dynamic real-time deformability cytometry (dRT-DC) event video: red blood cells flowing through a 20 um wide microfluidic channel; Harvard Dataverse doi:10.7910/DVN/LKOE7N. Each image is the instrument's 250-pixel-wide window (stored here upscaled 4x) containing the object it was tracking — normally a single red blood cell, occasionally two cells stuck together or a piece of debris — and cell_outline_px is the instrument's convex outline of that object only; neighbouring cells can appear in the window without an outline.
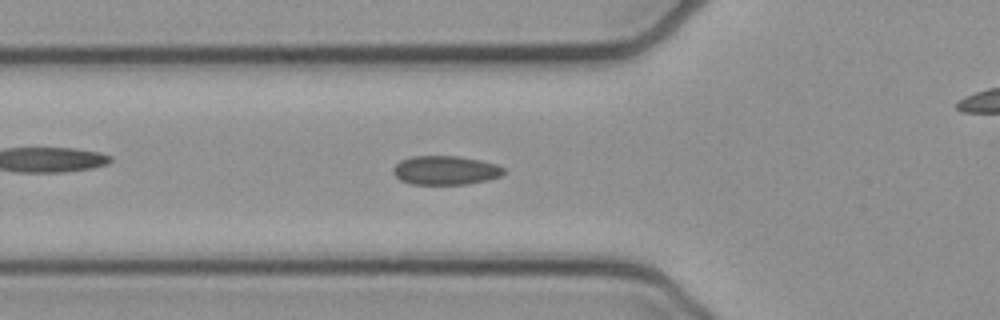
{"species": "common noctule bat (a hibernating species)", "species_latin": "Nyctalus noctula", "temperature_condition": "cold", "stored_images_in_passage": 52, "camera_frame_rate_fps": 3000, "um_per_image_px": 0.085, "animal": {"sex": "female", "body_mass_g": 21.9}, "frame": {"image": 1, "passage_image": 17, "time_ms": 5.333, "image_size_px": [1000, 320], "cell_outline_px": [[504, 172], [500, 176], [488, 180], [468, 184], [412, 184], [400, 180], [392, 172], [392, 168], [400, 160], [412, 156], [460, 156], [480, 160], [496, 164], [504, 168]], "centroid_in_image_um": [37.85, 14.47], "position_along_channel_um": 88.0, "area_um2": 18.73}}
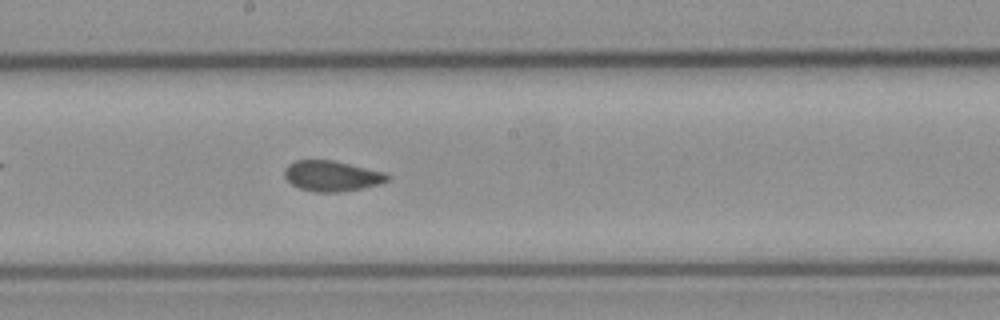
{"frame": {"image": 2, "passage_image": 27, "time_ms": 8.667, "image_size_px": [1000, 320], "cell_outline_px": [[388, 180], [380, 184], [340, 192], [316, 192], [300, 188], [292, 184], [284, 176], [284, 168], [288, 164], [296, 160], [332, 160], [384, 172], [388, 176]], "centroid_in_image_um": [28.16, 14.95], "position_along_channel_um": 220.0, "area_um2": 18.09}}
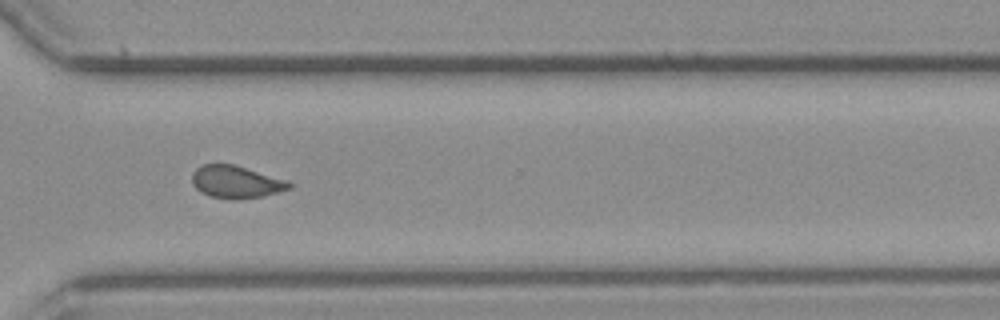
{"frame": {"image": 3, "passage_image": 37, "time_ms": 12.0, "image_size_px": [1000, 320], "cell_outline_px": [[292, 188], [264, 196], [236, 200], [232, 200], [208, 196], [200, 192], [192, 184], [192, 172], [196, 168], [204, 164], [232, 164], [288, 180], [292, 184]], "centroid_in_image_um": [20.05, 15.48], "position_along_channel_um": 350.5, "area_um2": 18.55}, "authors_computed_cell_mechanics": {"area_um2": 18.5538, "velocity_mm_per_s": 3.9297, "shape_relaxation_time_tau1_ms": null, "shape_relaxation_time_tau2_ms": 1.2171, "deformation_change_tau1": null, "deformation_change_tau2": 0.0613}}